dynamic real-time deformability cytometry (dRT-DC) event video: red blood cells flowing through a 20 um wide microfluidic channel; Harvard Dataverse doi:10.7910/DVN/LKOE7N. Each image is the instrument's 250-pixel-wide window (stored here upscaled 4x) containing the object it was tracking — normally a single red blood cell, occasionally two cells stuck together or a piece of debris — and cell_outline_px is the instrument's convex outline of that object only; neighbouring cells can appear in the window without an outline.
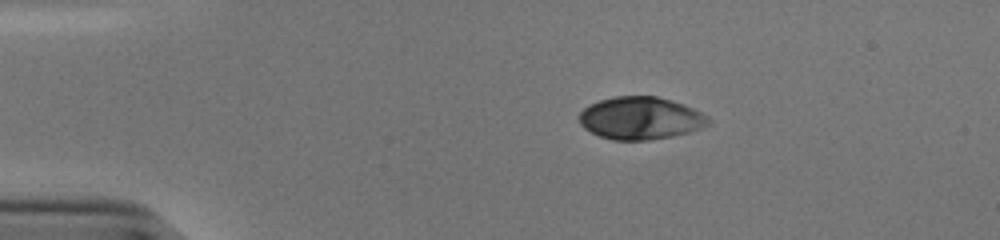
{"species": "human", "species_latin": "Homo sapiens", "temperature_condition": "cold", "stored_images_in_passage": 13, "camera_frame_rate_fps": 3000, "um_per_image_px": 0.085, "donor": {"sex": "male"}, "frame": {"image": 1, "passage_image": 10, "time_ms": 3.0, "image_size_px": [1000, 240], "cell_outline_px": [[712, 120], [708, 124], [700, 128], [688, 132], [672, 136], [648, 140], [612, 140], [600, 136], [584, 128], [580, 124], [576, 116], [588, 104], [600, 100], [616, 96], [656, 96], [672, 100], [684, 104], [708, 116]], "centroid_in_image_um": [54.41, 10.04], "position_along_channel_um": 30.6, "area_um2": 32.14}}